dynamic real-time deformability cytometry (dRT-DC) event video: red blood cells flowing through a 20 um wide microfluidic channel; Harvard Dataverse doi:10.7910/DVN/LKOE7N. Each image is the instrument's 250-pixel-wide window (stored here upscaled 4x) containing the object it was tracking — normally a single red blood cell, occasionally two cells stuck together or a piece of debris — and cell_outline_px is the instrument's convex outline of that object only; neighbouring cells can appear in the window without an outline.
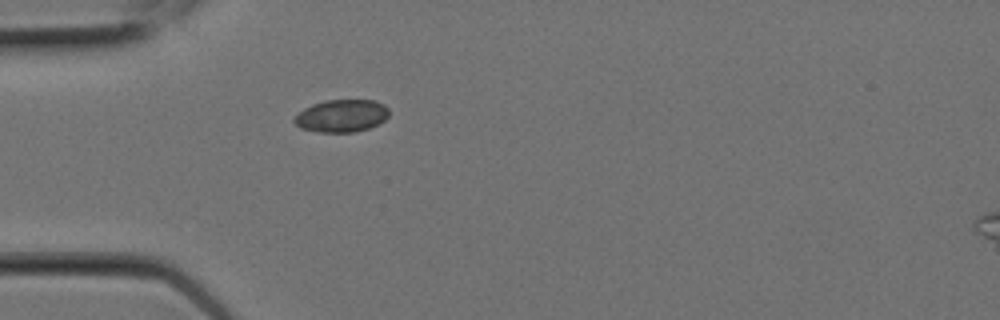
{"species": "Egyptian fruit bat (a non-hibernating species)", "species_latin": "Rousettus aegyptiacus", "temperature_condition": "room temperature", "stored_images_in_passage": 2, "camera_frame_rate_fps": 3000, "um_per_image_px": 0.085, "animal": {"sex": "female"}, "frame": {"image": 1, "passage_image": 2, "time_ms": 0.333, "image_size_px": [1000, 320], "cell_outline_px": [[388, 116], [384, 120], [368, 128], [356, 132], [320, 132], [300, 128], [292, 120], [304, 108], [312, 104], [324, 100], [376, 100], [384, 104], [388, 108]], "centroid_in_image_um": [29.03, 9.84], "position_along_channel_um": 56.0, "area_um2": 17.92}}